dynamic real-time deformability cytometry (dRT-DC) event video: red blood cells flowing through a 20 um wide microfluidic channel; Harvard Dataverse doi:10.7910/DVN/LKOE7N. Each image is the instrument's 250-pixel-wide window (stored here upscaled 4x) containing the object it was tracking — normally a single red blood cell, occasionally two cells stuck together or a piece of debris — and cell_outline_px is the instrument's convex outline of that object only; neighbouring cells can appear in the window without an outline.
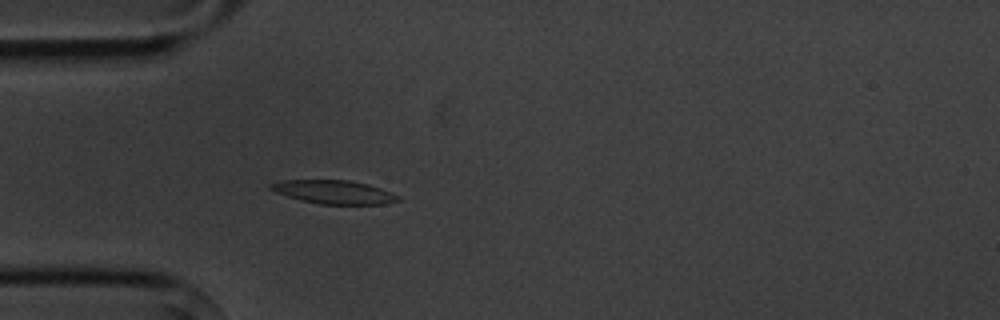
{"species": "common noctule bat (a hibernating species)", "species_latin": "Nyctalus noctula", "temperature_condition": "cold", "stored_images_in_passage": 4, "camera_frame_rate_fps": 3000, "um_per_image_px": 0.085, "animal": {"sex": "male", "body_mass_g": 20.1, "forearm_length_mm": 53.5}, "frame": {"image": 1, "passage_image": 4, "time_ms": 3.333, "image_size_px": [1000, 320], "cell_outline_px": [[400, 200], [384, 204], [320, 204], [300, 200], [276, 192], [268, 188], [268, 184], [284, 180], [348, 180], [368, 184], [380, 188], [400, 196]], "centroid_in_image_um": [28.37, 16.32], "position_along_channel_um": 56.6, "area_um2": 17.4}}